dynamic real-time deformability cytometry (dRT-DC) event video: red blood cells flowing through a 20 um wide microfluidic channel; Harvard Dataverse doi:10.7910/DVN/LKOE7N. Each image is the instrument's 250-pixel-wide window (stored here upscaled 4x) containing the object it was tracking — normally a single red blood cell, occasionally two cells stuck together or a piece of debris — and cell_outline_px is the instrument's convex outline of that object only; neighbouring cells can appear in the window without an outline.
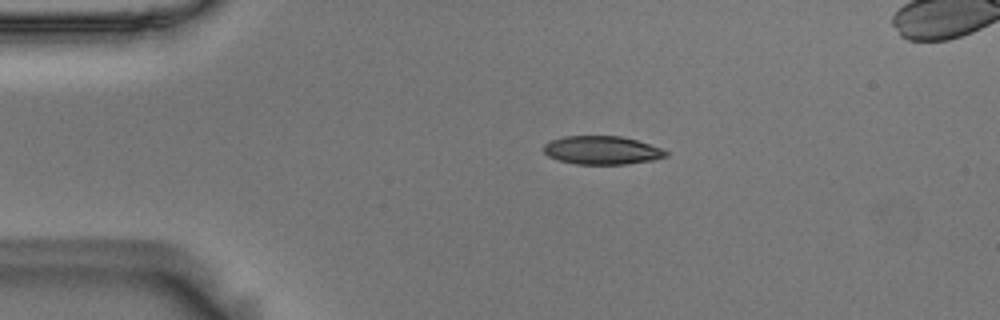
{"species": "Egyptian fruit bat (a non-hibernating species)", "species_latin": "Rousettus aegyptiacus", "temperature_condition": "room temperature", "stored_images_in_passage": 46, "camera_frame_rate_fps": 3000, "um_per_image_px": 0.085, "animal": {"sex": "male"}, "frame": {"image": 1, "passage_image": 1, "time_ms": 0.0, "image_size_px": [1000, 320], "cell_outline_px": [[668, 156], [652, 160], [628, 164], [576, 164], [560, 160], [548, 156], [544, 152], [544, 144], [552, 140], [564, 136], [620, 136], [636, 140], [660, 148], [668, 152]], "centroid_in_image_um": [51.16, 12.77], "position_along_channel_um": 33.8, "area_um2": 20.06}}
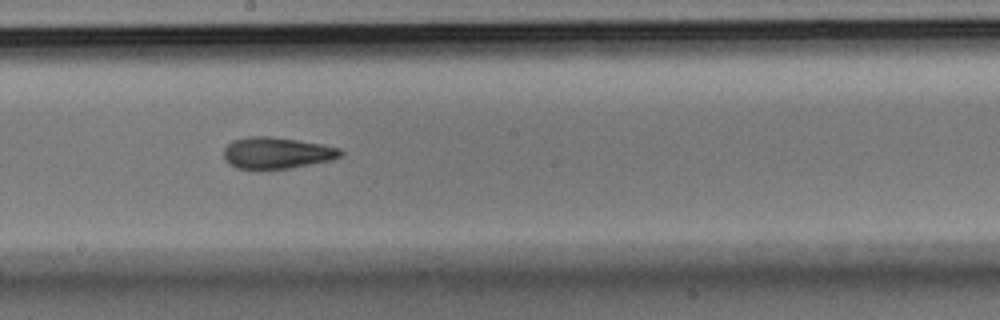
{"frame": {"image": 2, "passage_image": 20, "time_ms": 6.333, "image_size_px": [1000, 320], "cell_outline_px": [[344, 152], [340, 156], [332, 160], [288, 168], [260, 172], [236, 168], [228, 164], [224, 160], [224, 148], [232, 140], [248, 136], [272, 136], [324, 144], [340, 148]], "centroid_in_image_um": [23.48, 13.02], "position_along_channel_um": 224.7, "area_um2": 22.2}}
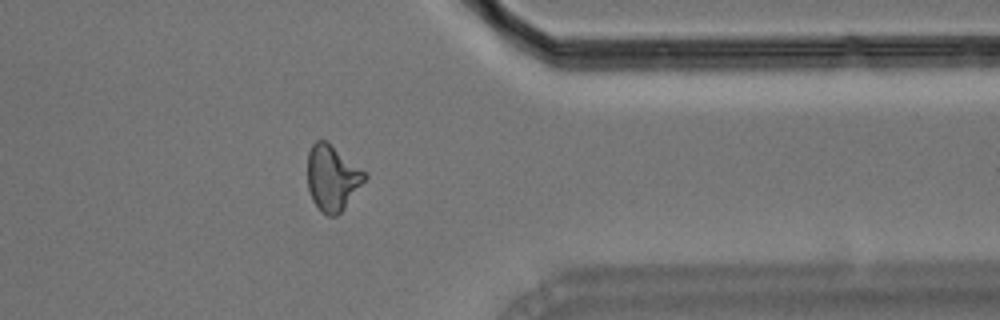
{"frame": {"image": 3, "passage_image": 34, "time_ms": 11.0, "image_size_px": [1000, 320], "cell_outline_px": [[368, 176], [344, 208], [336, 216], [328, 216], [320, 212], [312, 200], [308, 188], [308, 152], [312, 144], [316, 140], [328, 140], [368, 172]], "centroid_in_image_um": [28.26, 15.08], "position_along_channel_um": 383.1, "area_um2": 22.31}, "authors_computed_cell_mechanics": {"area_um2": 21.5305, "velocity_mm_per_s": 3.6328, "shape_relaxation_time_tau1_ms": 7.8164, "shape_relaxation_time_tau2_ms": 3.2316, "deformation_change_tau1": 0.1871, "deformation_change_tau2": 0.1071}}